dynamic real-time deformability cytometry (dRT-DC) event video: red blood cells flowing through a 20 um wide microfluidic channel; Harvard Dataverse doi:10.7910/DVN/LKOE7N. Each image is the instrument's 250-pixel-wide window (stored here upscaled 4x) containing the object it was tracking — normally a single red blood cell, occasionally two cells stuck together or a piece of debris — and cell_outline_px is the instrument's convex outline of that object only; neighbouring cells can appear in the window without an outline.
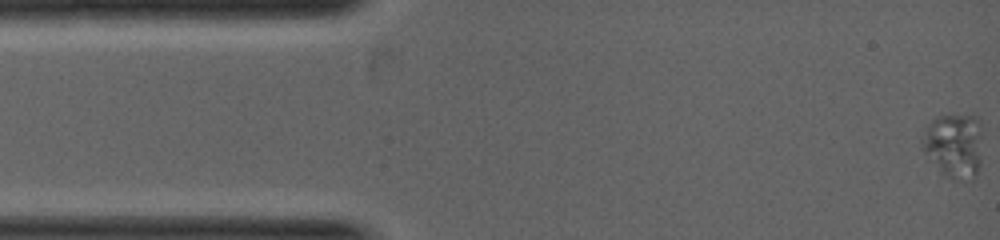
{"species": "common noctule bat (a hibernating species)", "species_latin": "Nyctalus noctula", "temperature_condition": "warm", "stored_images_in_passage": 16, "camera_frame_rate_fps": 5000, "um_per_image_px": 0.085, "animal": {"sex": "female", "body_mass_g": 19.0, "forearm_length_mm": 53.3}, "frame": {"image": 1, "passage_image": 1, "time_ms": 0.0, "image_size_px": [1000, 240], "cell_outline_px": [[980, 164], [976, 176], [972, 180], [948, 180], [928, 160], [920, 148], [920, 140], [928, 124], [932, 120], [940, 116], [976, 116], [980, 120]], "centroid_in_image_um": [81.04, 12.42], "position_along_channel_um": 4.0, "area_um2": 23.18}}
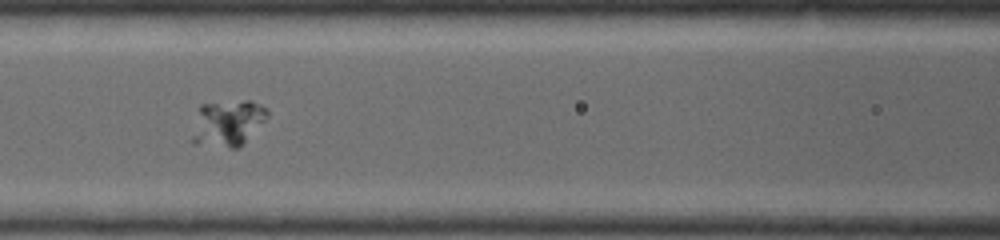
{"frame": {"image": 2, "passage_image": 11, "time_ms": 3.0, "image_size_px": [1000, 240], "cell_outline_px": [[268, 116], [236, 148], [232, 148], [216, 132], [200, 112], [200, 104], [244, 100], [252, 100], [268, 108]], "centroid_in_image_um": [19.92, 10.12], "position_along_channel_um": 146.7, "area_um2": 14.85}}
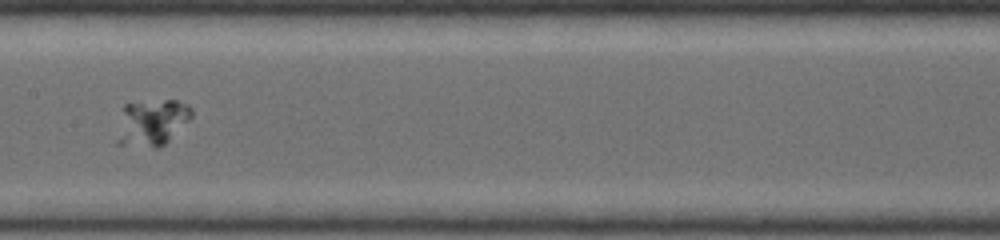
{"frame": {"image": 3, "passage_image": 13, "time_ms": 3.6, "image_size_px": [1000, 240], "cell_outline_px": [[192, 116], [164, 144], [156, 148], [148, 140], [124, 112], [124, 104], [164, 100], [176, 100], [188, 104], [192, 108]], "centroid_in_image_um": [13.49, 10.09], "position_along_channel_um": 193.9, "area_um2": 14.85}}